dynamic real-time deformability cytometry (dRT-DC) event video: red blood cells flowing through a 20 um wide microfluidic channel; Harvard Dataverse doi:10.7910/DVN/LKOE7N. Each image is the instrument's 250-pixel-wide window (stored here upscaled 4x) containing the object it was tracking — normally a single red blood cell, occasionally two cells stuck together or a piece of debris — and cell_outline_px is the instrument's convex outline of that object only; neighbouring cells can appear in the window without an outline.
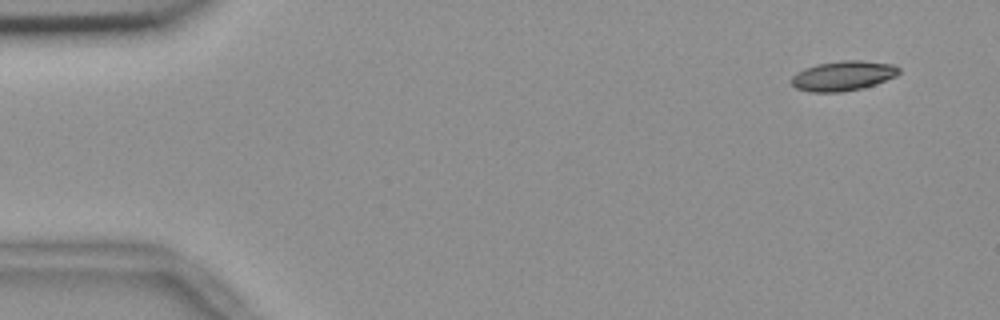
{"species": "common noctule bat (a hibernating species)", "species_latin": "Nyctalus noctula", "temperature_condition": "room temperature", "stored_images_in_passage": 7, "camera_frame_rate_fps": 3000, "um_per_image_px": 0.085, "animal": {"sex": "female", "body_mass_g": 18.4}, "frame": {"image": 1, "passage_image": 1, "time_ms": 0.0, "image_size_px": [1000, 320], "cell_outline_px": [[900, 72], [896, 76], [876, 84], [860, 88], [840, 92], [808, 92], [796, 88], [792, 84], [792, 76], [796, 72], [804, 68], [816, 64], [844, 60], [860, 60], [896, 64], [900, 68]], "centroid_in_image_um": [71.67, 6.43], "position_along_channel_um": 13.3, "area_um2": 18.79}}
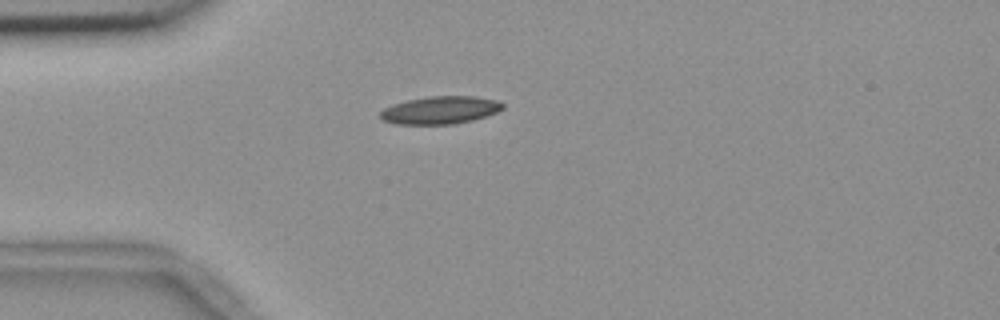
{"frame": {"image": 2, "passage_image": 4, "time_ms": 1.0, "image_size_px": [1000, 320], "cell_outline_px": [[504, 108], [496, 112], [472, 120], [452, 124], [396, 124], [380, 120], [380, 112], [384, 108], [392, 104], [408, 100], [428, 96], [472, 96], [496, 100], [504, 104]], "centroid_in_image_um": [37.38, 9.36], "position_along_channel_um": 47.6, "area_um2": 19.71}}
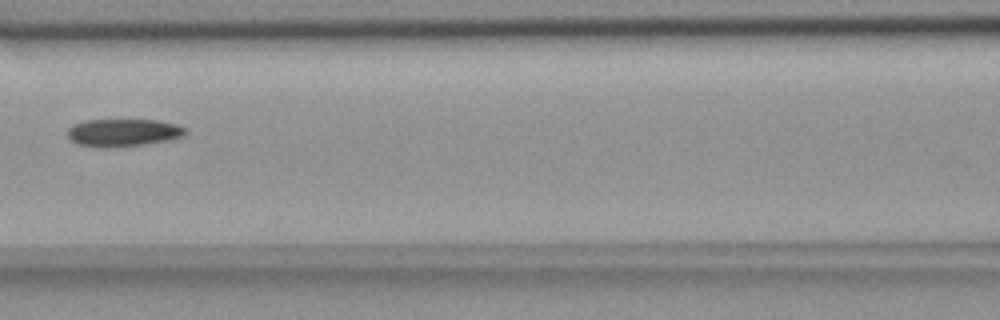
{"frame": {"image": 3, "passage_image": 7, "time_ms": 2.0, "image_size_px": [1000, 320], "cell_outline_px": [[184, 136], [144, 144], [116, 148], [100, 148], [76, 144], [68, 140], [68, 128], [72, 124], [84, 120], [156, 120], [176, 124], [184, 128]], "centroid_in_image_um": [10.36, 11.28], "position_along_channel_um": 156.2, "area_um2": 19.07}}